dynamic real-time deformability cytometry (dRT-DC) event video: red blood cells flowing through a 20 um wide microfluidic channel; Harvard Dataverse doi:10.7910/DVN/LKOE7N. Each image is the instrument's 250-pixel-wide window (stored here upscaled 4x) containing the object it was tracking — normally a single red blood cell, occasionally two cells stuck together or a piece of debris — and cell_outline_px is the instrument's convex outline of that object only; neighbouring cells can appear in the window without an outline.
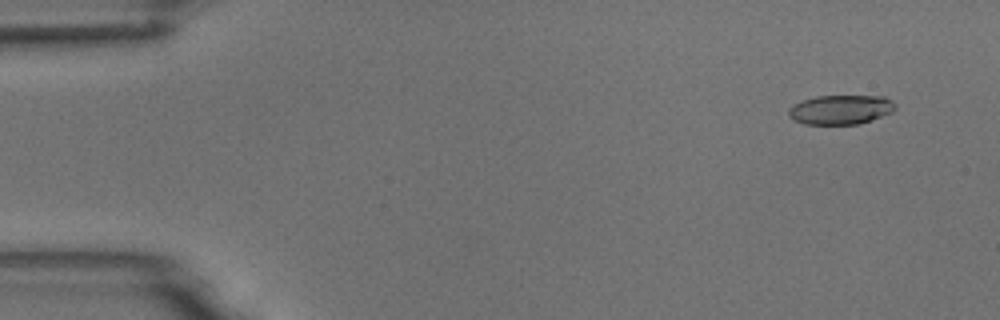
{"species": "common noctule bat (a hibernating species)", "species_latin": "Nyctalus noctula", "temperature_condition": "room temperature", "stored_images_in_passage": 55, "camera_frame_rate_fps": 3000, "um_per_image_px": 0.085, "animal": {"sex": "male", "body_mass_g": 18.8}, "frame": {"image": 1, "passage_image": 4, "time_ms": 1.0, "image_size_px": [1000, 320], "cell_outline_px": [[896, 108], [892, 112], [860, 124], [804, 124], [788, 116], [788, 108], [792, 104], [816, 96], [884, 96], [892, 100], [896, 104]], "centroid_in_image_um": [71.46, 9.31], "position_along_channel_um": 13.5, "area_um2": 18.32}}
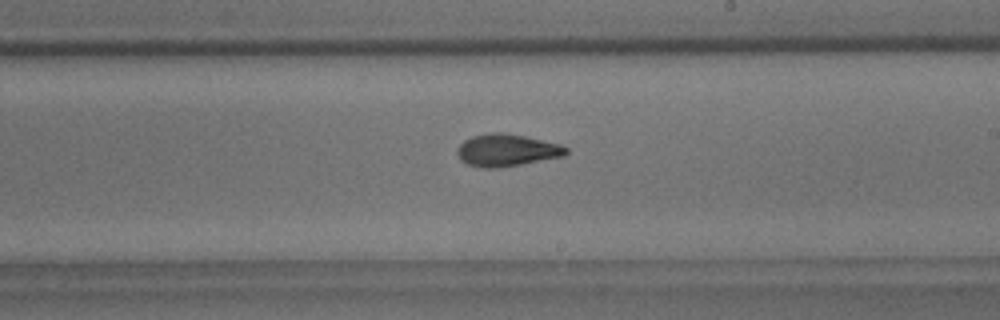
{"frame": {"image": 2, "passage_image": 32, "time_ms": 10.333, "image_size_px": [1000, 320], "cell_outline_px": [[568, 152], [564, 156], [520, 164], [496, 168], [484, 168], [468, 164], [460, 160], [456, 152], [456, 148], [464, 140], [472, 136], [488, 132], [508, 132], [560, 144], [568, 148]], "centroid_in_image_um": [43.05, 12.75], "position_along_channel_um": 246.0, "area_um2": 20.58}}
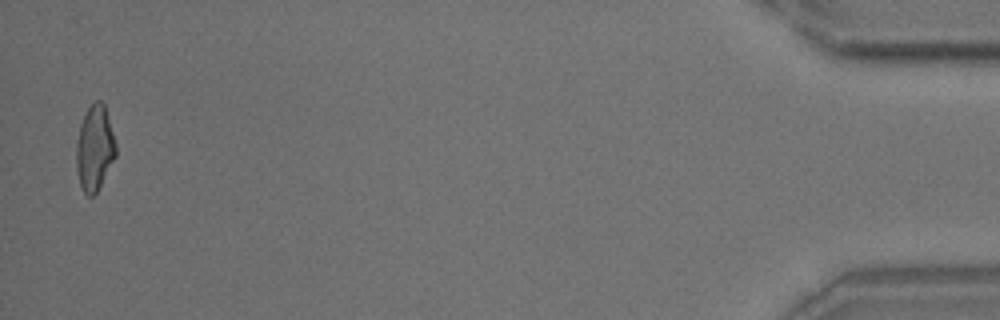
{"frame": {"image": 3, "passage_image": 54, "time_ms": 17.667, "image_size_px": [1000, 320], "cell_outline_px": [[116, 156], [96, 192], [92, 196], [88, 196], [84, 192], [80, 184], [76, 168], [76, 144], [80, 124], [88, 108], [96, 100], [100, 100], [104, 104], [116, 144]], "centroid_in_image_um": [8.04, 12.59], "position_along_channel_um": 427.2, "area_um2": 19.36}, "authors_computed_cell_mechanics": {"area_um2": 19.652, "velocity_mm_per_s": 3.6964, "shape_relaxation_time_tau1_ms": 5.1978, "shape_relaxation_time_tau2_ms": 3.0086, "deformation_change_tau1": 0.192, "deformation_change_tau2": 0.1074}}